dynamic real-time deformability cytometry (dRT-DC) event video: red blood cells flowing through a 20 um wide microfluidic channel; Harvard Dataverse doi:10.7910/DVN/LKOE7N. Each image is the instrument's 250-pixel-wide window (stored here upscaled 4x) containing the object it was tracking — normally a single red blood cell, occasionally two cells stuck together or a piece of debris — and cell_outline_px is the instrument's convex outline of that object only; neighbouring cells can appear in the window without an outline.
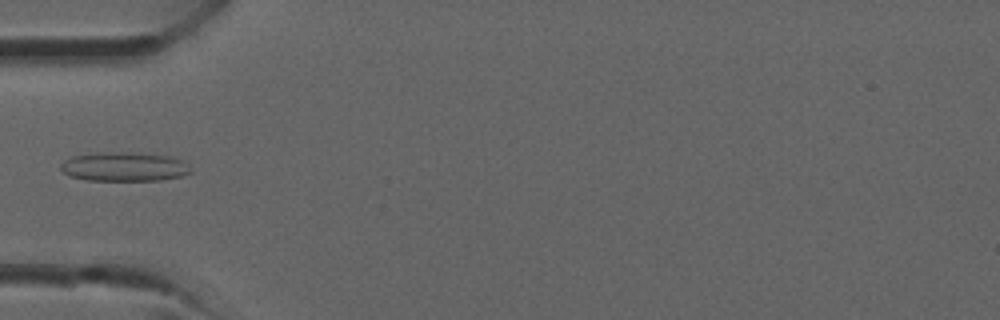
{"species": "common noctule bat (a hibernating species)", "species_latin": "Nyctalus noctula", "temperature_condition": "room temperature", "stored_images_in_passage": 2, "camera_frame_rate_fps": 3000, "um_per_image_px": 0.085, "animal": {"sex": "male", "forearm_length_mm": 52.5}, "frame": {"image": 1, "passage_image": 2, "time_ms": 0.333, "image_size_px": [1000, 320], "cell_outline_px": [[192, 172], [180, 176], [160, 180], [88, 180], [68, 176], [60, 168], [60, 164], [64, 160], [72, 156], [96, 152], [128, 152], [172, 156], [180, 160]], "centroid_in_image_um": [10.49, 14.16], "position_along_channel_um": 74.5, "area_um2": 21.96}}